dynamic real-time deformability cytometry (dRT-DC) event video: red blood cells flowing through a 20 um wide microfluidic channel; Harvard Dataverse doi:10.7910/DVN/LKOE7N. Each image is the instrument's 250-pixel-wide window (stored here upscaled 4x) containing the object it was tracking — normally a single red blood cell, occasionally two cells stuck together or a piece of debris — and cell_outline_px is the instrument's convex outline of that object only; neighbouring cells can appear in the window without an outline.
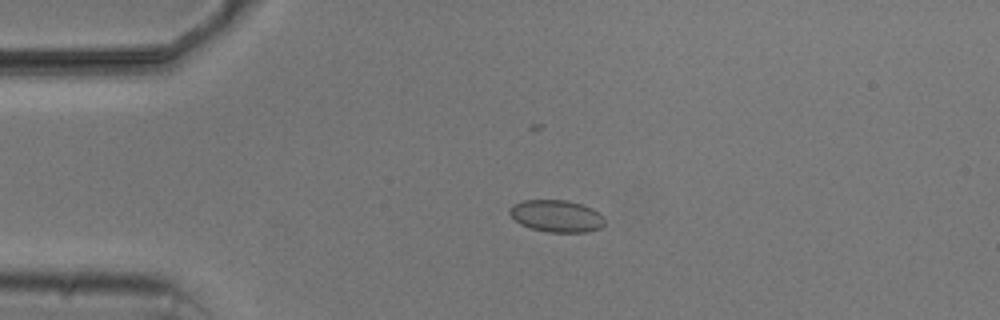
{"species": "common noctule bat (a hibernating species)", "species_latin": "Nyctalus noctula", "temperature_condition": "cold", "stored_images_in_passage": 5, "camera_frame_rate_fps": 3000, "um_per_image_px": 0.085, "animal": {"sex": "male", "body_mass_g": 20.5, "forearm_length_mm": 52.5}, "frame": {"image": 1, "passage_image": 4, "time_ms": 3.667, "image_size_px": [1000, 320], "cell_outline_px": [[604, 224], [600, 228], [588, 232], [548, 232], [532, 228], [520, 224], [508, 212], [508, 208], [512, 204], [524, 200], [568, 200], [592, 208], [600, 212], [604, 216]], "centroid_in_image_um": [47.31, 18.35], "position_along_channel_um": 37.7, "area_um2": 17.86}}